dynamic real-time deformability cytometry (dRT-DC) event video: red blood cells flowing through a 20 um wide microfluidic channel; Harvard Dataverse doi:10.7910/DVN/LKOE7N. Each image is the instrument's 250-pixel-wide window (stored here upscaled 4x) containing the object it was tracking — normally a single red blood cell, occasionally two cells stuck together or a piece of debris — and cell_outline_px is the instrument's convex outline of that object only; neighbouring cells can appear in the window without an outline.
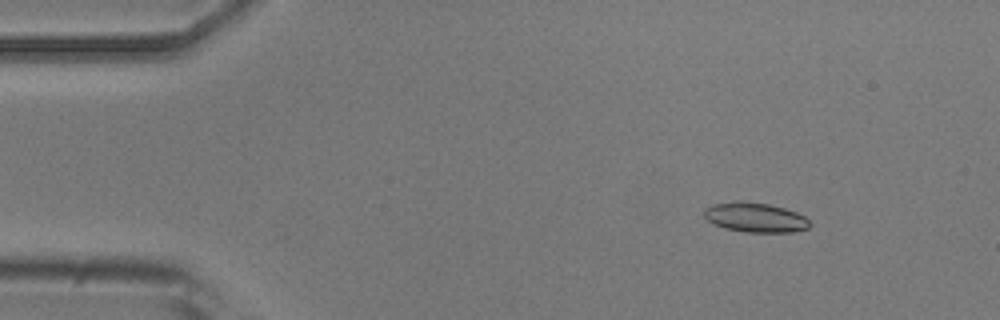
{"species": "common noctule bat (a hibernating species)", "species_latin": "Nyctalus noctula", "temperature_condition": "room temperature", "stored_images_in_passage": 4, "camera_frame_rate_fps": 3000, "um_per_image_px": 0.085, "animal": {"sex": "male", "body_mass_g": 20.5, "forearm_length_mm": 52.5}, "frame": {"image": 1, "passage_image": 2, "time_ms": 0.667, "image_size_px": [1000, 320], "cell_outline_px": [[812, 224], [808, 228], [792, 232], [748, 232], [724, 228], [708, 220], [704, 216], [704, 208], [712, 204], [736, 200], [740, 200], [768, 204], [784, 208], [796, 212], [804, 216]], "centroid_in_image_um": [64.19, 18.47], "position_along_channel_um": 20.8, "area_um2": 18.26}}